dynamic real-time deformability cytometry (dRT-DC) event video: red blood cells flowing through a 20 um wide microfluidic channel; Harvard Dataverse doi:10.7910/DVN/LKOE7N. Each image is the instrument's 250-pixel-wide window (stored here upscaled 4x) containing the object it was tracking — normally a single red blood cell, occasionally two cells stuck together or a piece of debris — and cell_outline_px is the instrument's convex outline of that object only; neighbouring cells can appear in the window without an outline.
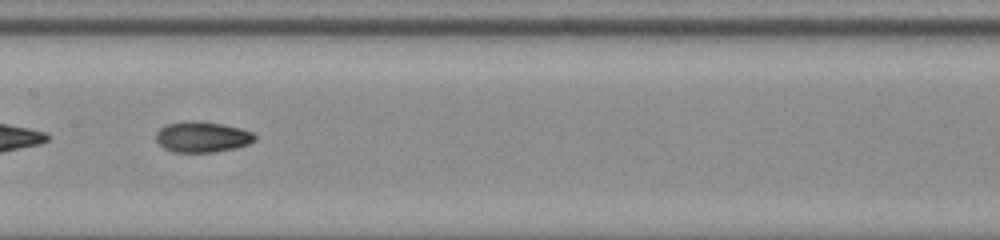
{"species": "common noctule bat (a hibernating species)", "species_latin": "Nyctalus noctula", "temperature_condition": "room temperature", "stored_images_in_passage": 36, "camera_frame_rate_fps": 3000, "um_per_image_px": 0.085, "animal": {"sex": "male", "body_mass_g": 20.0, "forearm_length_mm": 53.3}, "frame": {"image": 1, "passage_image": 11, "time_ms": 3.333, "image_size_px": [1000, 240], "cell_outline_px": [[256, 140], [248, 144], [236, 148], [212, 152], [172, 152], [164, 148], [156, 140], [156, 132], [164, 124], [184, 120], [200, 120], [224, 124], [240, 128], [252, 132], [256, 136]], "centroid_in_image_um": [17.17, 11.61], "position_along_channel_um": 190.2, "area_um2": 18.03}}
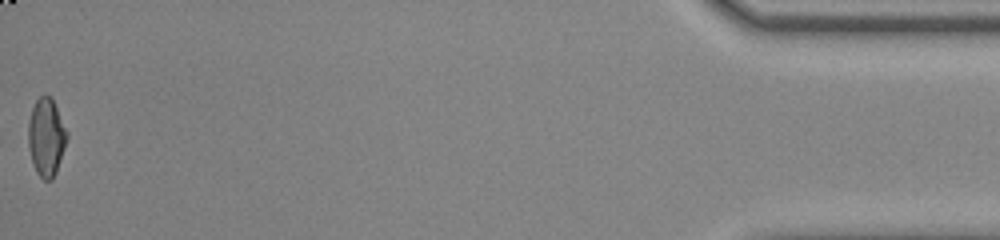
{"frame": {"image": 2, "passage_image": 36, "time_ms": 11.667, "image_size_px": [1000, 240], "cell_outline_px": [[68, 136], [56, 172], [52, 180], [44, 180], [36, 172], [32, 160], [28, 144], [28, 124], [32, 108], [36, 100], [44, 92], [52, 100], [68, 132]], "centroid_in_image_um": [3.93, 11.66], "position_along_channel_um": 431.3, "area_um2": 17.34}, "authors_computed_cell_mechanics": {"area_um2": 17.2822, "velocity_mm_per_s": 3.9053, "shape_relaxation_time_tau1_ms": 11.3825, "shape_relaxation_time_tau2_ms": 2.723, "deformation_change_tau1": 0.2534, "deformation_change_tau2": 0.0807}}